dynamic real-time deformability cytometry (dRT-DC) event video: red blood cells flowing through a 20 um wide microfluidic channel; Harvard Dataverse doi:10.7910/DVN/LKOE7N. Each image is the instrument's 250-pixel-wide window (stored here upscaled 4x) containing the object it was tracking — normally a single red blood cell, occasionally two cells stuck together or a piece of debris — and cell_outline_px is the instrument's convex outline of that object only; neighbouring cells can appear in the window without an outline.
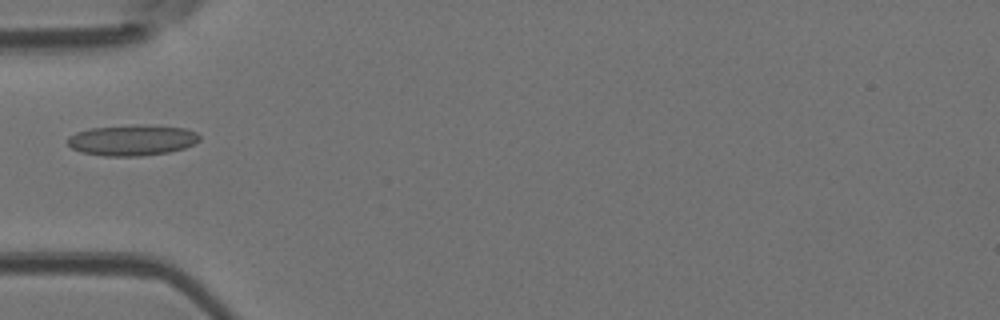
{"species": "Egyptian fruit bat (a non-hibernating species)", "species_latin": "Rousettus aegyptiacus", "temperature_condition": "room temperature", "stored_images_in_passage": 3, "camera_frame_rate_fps": 3000, "um_per_image_px": 0.085, "animal": {"sex": "female"}, "frame": {"image": 1, "passage_image": 1, "time_ms": 0.0, "image_size_px": [1000, 320], "cell_outline_px": [[200, 140], [184, 148], [168, 152], [140, 156], [104, 156], [80, 152], [72, 148], [68, 144], [68, 136], [76, 132], [92, 128], [184, 128], [196, 132], [200, 136]], "centroid_in_image_um": [11.18, 11.98], "position_along_channel_um": 73.8, "area_um2": 22.31}}
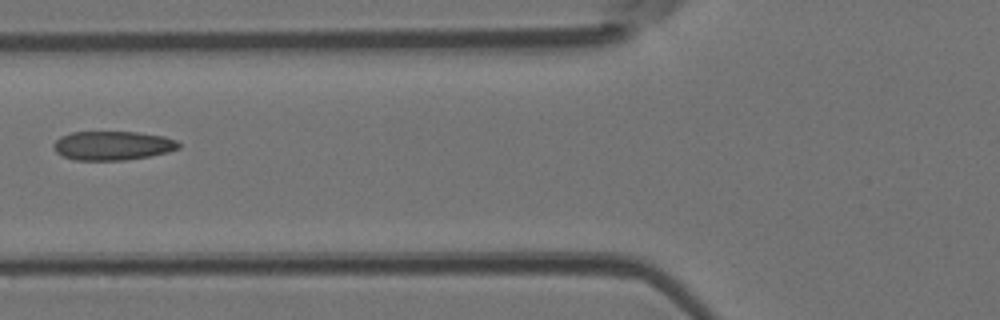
{"frame": {"image": 2, "passage_image": 2, "time_ms": 0.333, "image_size_px": [1000, 320], "cell_outline_px": [[180, 148], [168, 152], [148, 156], [124, 160], [76, 160], [64, 156], [56, 152], [52, 144], [60, 136], [72, 132], [136, 132], [164, 136], [176, 140], [180, 144]], "centroid_in_image_um": [9.57, 12.37], "position_along_channel_um": 116.2, "area_um2": 21.1}}
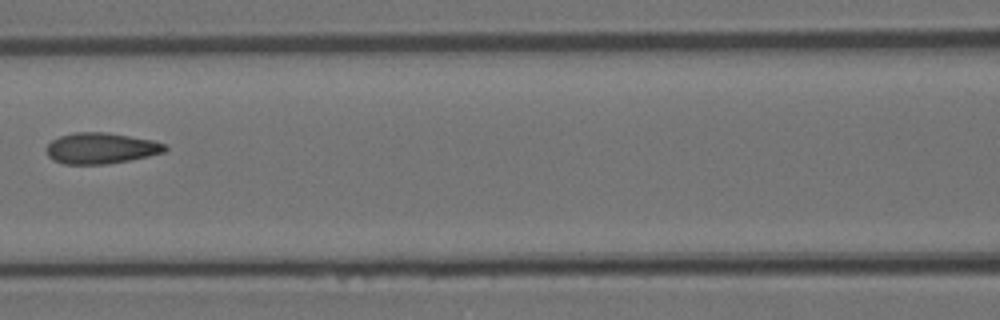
{"frame": {"image": 3, "passage_image": 3, "time_ms": 0.667, "image_size_px": [1000, 320], "cell_outline_px": [[168, 148], [164, 152], [148, 156], [108, 164], [64, 164], [52, 160], [48, 156], [44, 148], [52, 140], [60, 136], [72, 132], [108, 132], [152, 140], [164, 144]], "centroid_in_image_um": [8.53, 12.6], "position_along_channel_um": 158.1, "area_um2": 21.5}}